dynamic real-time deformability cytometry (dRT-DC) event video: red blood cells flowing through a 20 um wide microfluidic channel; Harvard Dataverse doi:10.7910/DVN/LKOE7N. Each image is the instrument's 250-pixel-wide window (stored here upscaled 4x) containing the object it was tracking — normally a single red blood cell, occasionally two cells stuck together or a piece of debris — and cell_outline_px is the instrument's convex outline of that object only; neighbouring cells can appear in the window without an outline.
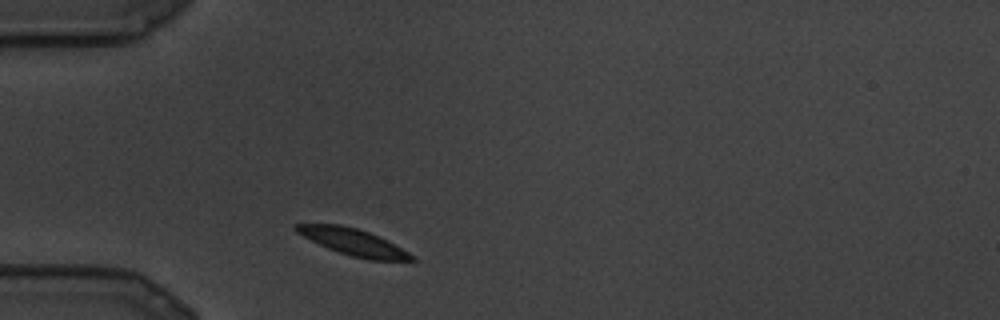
{"species": "common noctule bat (a hibernating species)", "species_latin": "Nyctalus noctula", "temperature_condition": "cold", "stored_images_in_passage": 18, "camera_frame_rate_fps": 3000, "um_per_image_px": 0.085, "animal": {"sex": "male", "body_mass_g": 19.5, "forearm_length_mm": 54.6}, "frame": {"image": 1, "passage_image": 1, "time_ms": 0.0, "image_size_px": [1000, 320], "cell_outline_px": [[416, 260], [368, 260], [352, 256], [328, 248], [296, 232], [292, 228], [292, 224], [340, 224], [356, 228], [380, 236], [388, 240], [416, 256]], "centroid_in_image_um": [30.05, 20.56], "position_along_channel_um": 55.0, "area_um2": 17.86}}
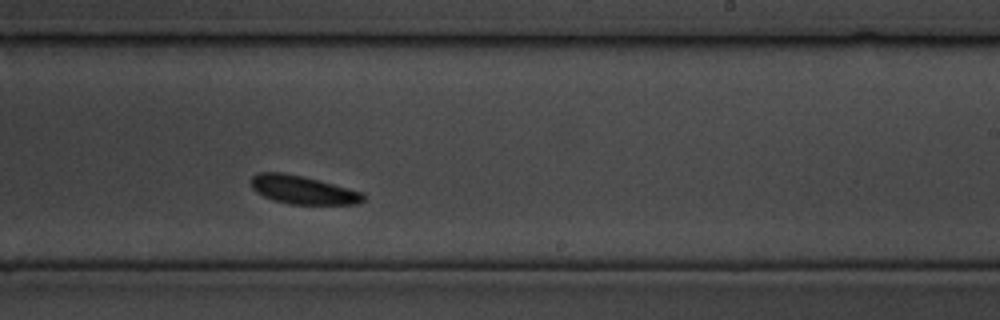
{"frame": {"image": 2, "passage_image": 10, "time_ms": 3.0, "image_size_px": [1000, 320], "cell_outline_px": [[364, 200], [356, 204], [288, 204], [264, 196], [256, 192], [252, 188], [252, 176], [256, 172], [284, 172], [364, 192]], "centroid_in_image_um": [25.72, 16.14], "position_along_channel_um": 263.3, "area_um2": 18.26}}
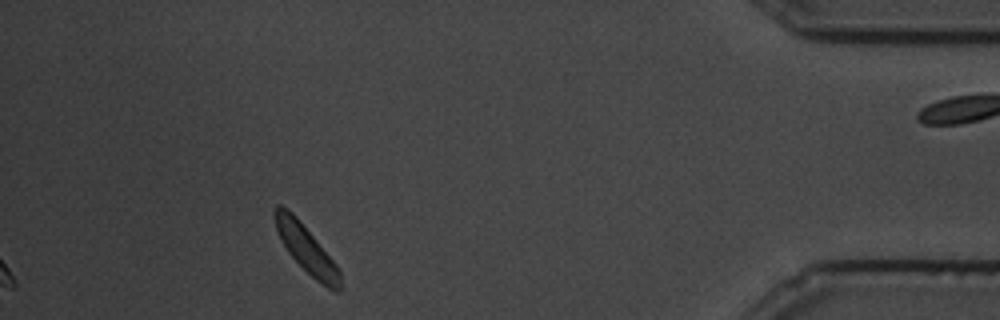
{"frame": {"image": 3, "passage_image": 18, "time_ms": 5.667, "image_size_px": [1000, 320], "cell_outline_px": [[340, 292], [336, 292], [328, 288], [316, 280], [288, 252], [280, 240], [276, 232], [272, 216], [272, 208], [276, 204], [280, 204], [288, 208], [296, 216], [336, 264], [340, 272]], "centroid_in_image_um": [25.96, 21.09], "position_along_channel_um": 409.2, "area_um2": 18.03}}